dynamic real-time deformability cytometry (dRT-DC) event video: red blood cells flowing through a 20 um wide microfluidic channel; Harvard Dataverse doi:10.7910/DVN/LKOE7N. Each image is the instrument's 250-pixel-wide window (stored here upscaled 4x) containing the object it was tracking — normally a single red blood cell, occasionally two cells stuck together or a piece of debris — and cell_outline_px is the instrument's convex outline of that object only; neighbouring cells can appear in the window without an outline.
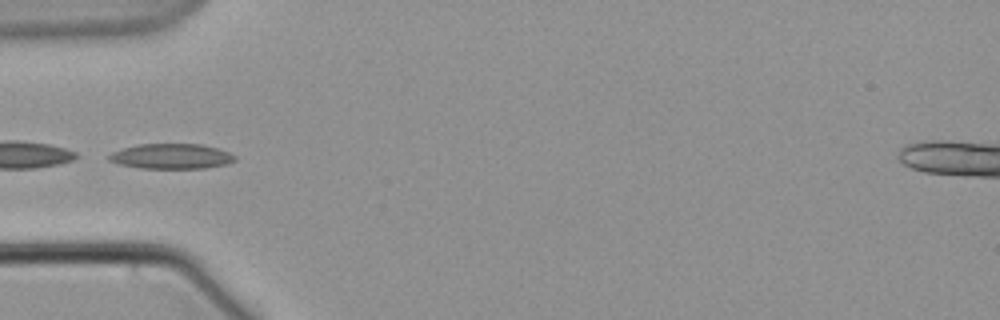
{"species": "common noctule bat (a hibernating species)", "species_latin": "Nyctalus noctula", "temperature_condition": "warm", "stored_images_in_passage": 4, "camera_frame_rate_fps": 3000, "um_per_image_px": 0.085, "animal": {"sex": "male", "body_mass_g": 21.5, "forearm_length_mm": 52.0}, "frame": {"image": 1, "passage_image": 3, "time_ms": 2.333, "image_size_px": [1000, 320], "cell_outline_px": [[236, 160], [228, 164], [204, 168], [140, 168], [116, 164], [108, 160], [108, 156], [112, 152], [124, 148], [140, 144], [200, 144], [216, 148], [228, 152], [236, 156]], "centroid_in_image_um": [14.56, 13.29], "position_along_channel_um": 70.4, "area_um2": 18.44}}
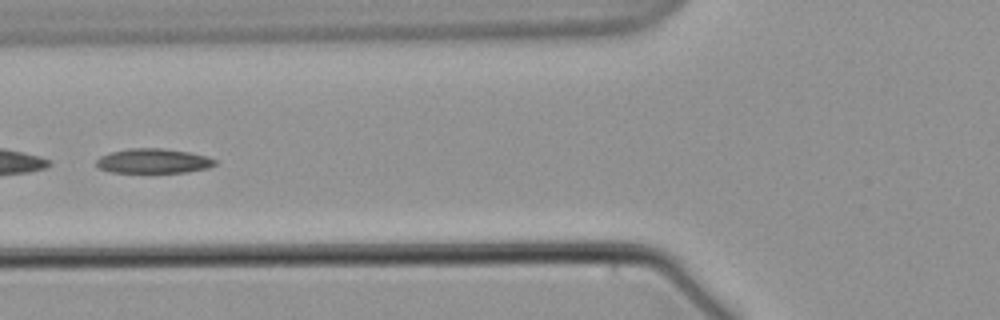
{"frame": {"image": 2, "passage_image": 4, "time_ms": 3.667, "image_size_px": [1000, 320], "cell_outline_px": [[216, 164], [208, 168], [188, 172], [112, 172], [100, 168], [96, 164], [96, 160], [100, 156], [112, 152], [128, 148], [164, 148], [188, 152], [208, 156], [216, 160]], "centroid_in_image_um": [13.06, 13.67], "position_along_channel_um": 112.7, "area_um2": 16.99}}